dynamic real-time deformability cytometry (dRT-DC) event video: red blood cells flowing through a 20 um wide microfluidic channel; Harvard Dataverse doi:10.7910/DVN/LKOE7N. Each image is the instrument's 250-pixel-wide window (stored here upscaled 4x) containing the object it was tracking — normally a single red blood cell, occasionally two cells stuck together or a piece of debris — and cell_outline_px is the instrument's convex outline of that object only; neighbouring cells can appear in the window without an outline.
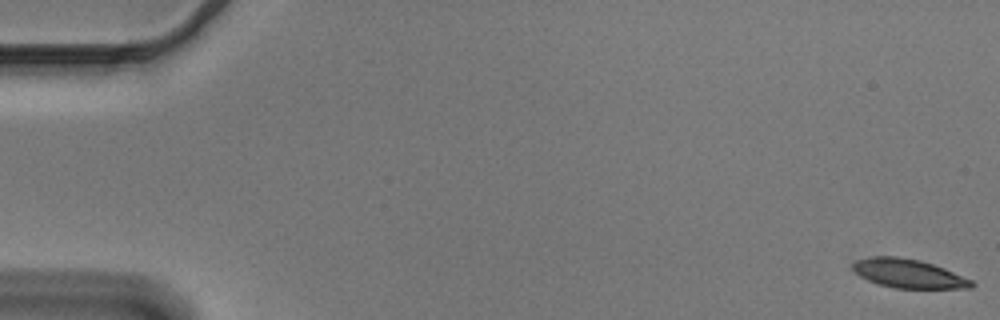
{"species": "Egyptian fruit bat (a non-hibernating species)", "species_latin": "Rousettus aegyptiacus", "temperature_condition": "cold", "stored_images_in_passage": 28, "camera_frame_rate_fps": 3000, "um_per_image_px": 0.085, "animal": {"sex": "male"}, "frame": {"image": 1, "passage_image": 1, "time_ms": 0.0, "image_size_px": [1000, 320], "cell_outline_px": [[976, 284], [972, 288], [896, 288], [880, 284], [868, 280], [860, 276], [852, 268], [852, 264], [856, 260], [872, 256], [896, 256], [920, 260], [944, 268], [972, 280]], "centroid_in_image_um": [77.23, 23.24], "position_along_channel_um": 7.8, "area_um2": 19.83}}
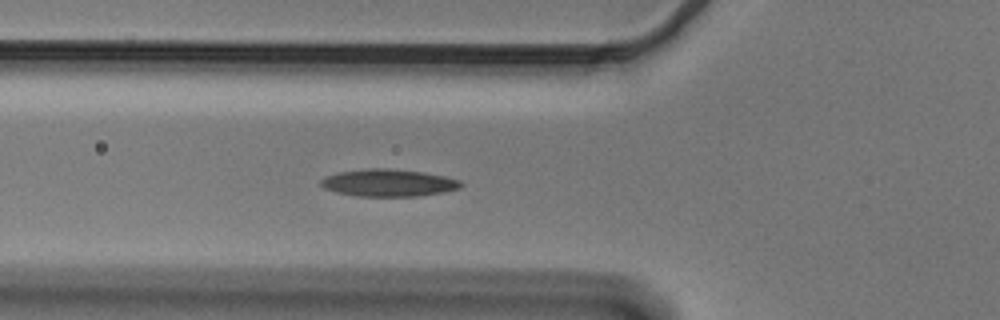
{"frame": {"image": 2, "passage_image": 20, "time_ms": 6.333, "image_size_px": [1000, 320], "cell_outline_px": [[464, 184], [460, 188], [444, 192], [416, 196], [356, 196], [336, 192], [324, 188], [320, 184], [320, 180], [336, 172], [368, 168], [388, 168], [424, 172], [444, 176], [460, 180]], "centroid_in_image_um": [33.03, 15.53], "position_along_channel_um": 92.8, "area_um2": 22.31}}
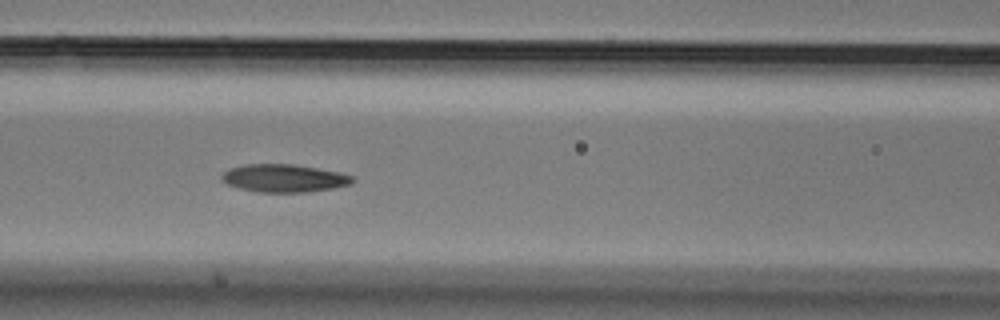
{"frame": {"image": 3, "passage_image": 24, "time_ms": 7.667, "image_size_px": [1000, 320], "cell_outline_px": [[356, 180], [352, 184], [332, 188], [308, 192], [256, 192], [240, 188], [228, 184], [220, 176], [228, 168], [244, 164], [296, 164], [340, 172], [352, 176]], "centroid_in_image_um": [24.17, 15.14], "position_along_channel_um": 142.4, "area_um2": 21.33}}